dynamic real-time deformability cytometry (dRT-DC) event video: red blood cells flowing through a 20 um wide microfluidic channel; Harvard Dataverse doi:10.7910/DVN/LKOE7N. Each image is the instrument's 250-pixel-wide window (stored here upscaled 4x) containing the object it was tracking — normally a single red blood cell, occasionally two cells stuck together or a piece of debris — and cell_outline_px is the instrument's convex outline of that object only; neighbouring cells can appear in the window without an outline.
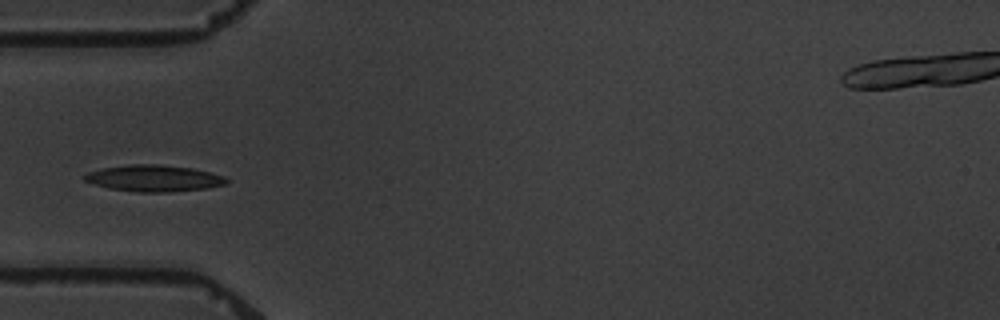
{"species": "common noctule bat (a hibernating species)", "species_latin": "Nyctalus noctula", "temperature_condition": "warm", "stored_images_in_passage": 8, "camera_frame_rate_fps": 3000, "um_per_image_px": 0.085, "animal": {"sex": "male", "body_mass_g": 19.5, "forearm_length_mm": 54.6}, "frame": {"image": 1, "passage_image": 4, "time_ms": 3.667, "image_size_px": [1000, 320], "cell_outline_px": [[228, 180], [224, 184], [208, 188], [168, 192], [136, 192], [108, 188], [84, 180], [80, 176], [88, 172], [104, 168], [128, 164], [160, 164], [192, 168], [224, 176]], "centroid_in_image_um": [13.05, 15.15], "position_along_channel_um": 72.0, "area_um2": 21.85}}
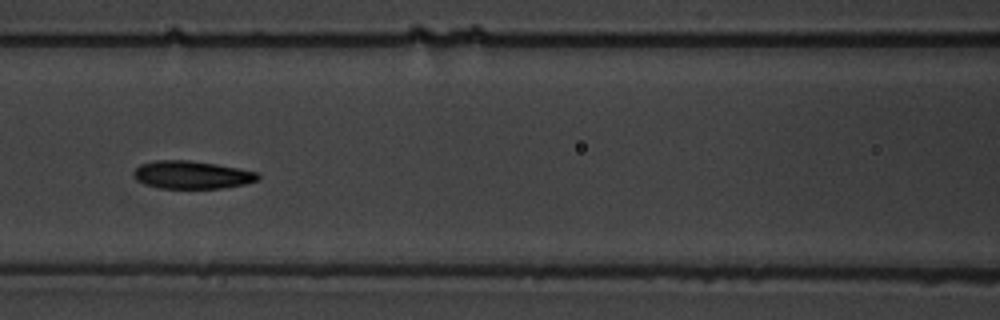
{"frame": {"image": 2, "passage_image": 6, "time_ms": 6.0, "image_size_px": [1000, 320], "cell_outline_px": [[260, 176], [256, 180], [244, 184], [224, 188], [160, 188], [144, 184], [136, 180], [132, 172], [140, 164], [156, 160], [188, 160], [216, 164], [256, 172]], "centroid_in_image_um": [16.25, 14.86], "position_along_channel_um": 150.3, "area_um2": 20.06}}
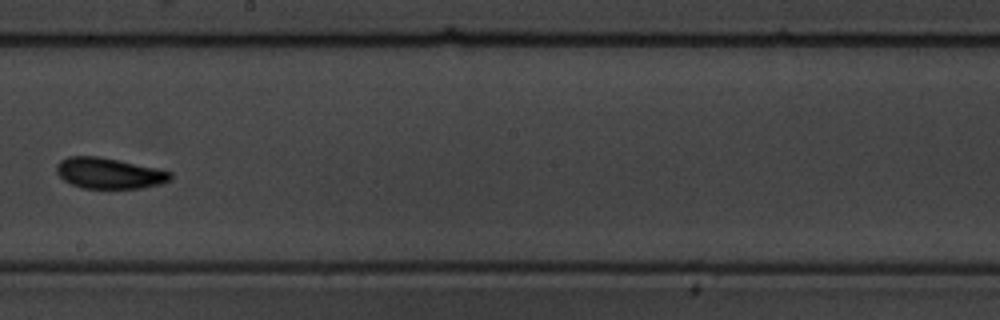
{"frame": {"image": 3, "passage_image": 8, "time_ms": 8.667, "image_size_px": [1000, 320], "cell_outline_px": [[172, 180], [160, 184], [140, 188], [80, 188], [64, 180], [56, 172], [56, 164], [60, 160], [68, 156], [100, 156], [120, 160], [156, 168], [172, 172]], "centroid_in_image_um": [9.27, 14.72], "position_along_channel_um": 238.9, "area_um2": 20.58}}